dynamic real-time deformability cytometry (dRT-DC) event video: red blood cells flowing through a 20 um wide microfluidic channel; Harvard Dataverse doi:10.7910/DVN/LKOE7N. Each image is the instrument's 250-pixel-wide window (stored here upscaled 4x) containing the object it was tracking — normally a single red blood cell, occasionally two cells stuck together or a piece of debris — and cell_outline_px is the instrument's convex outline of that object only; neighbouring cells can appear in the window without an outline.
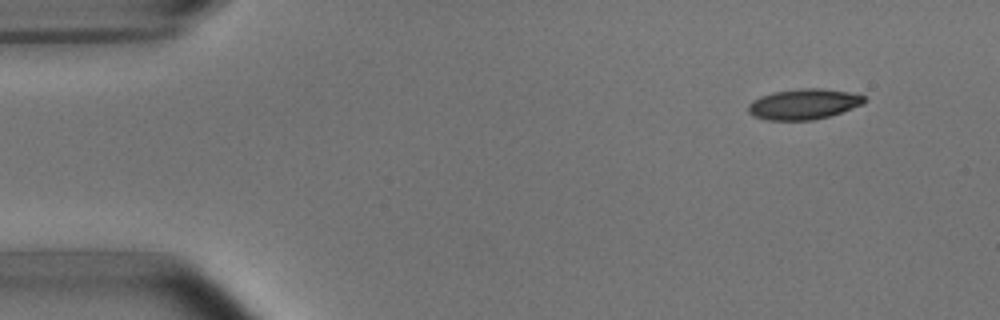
{"species": "common noctule bat (a hibernating species)", "species_latin": "Nyctalus noctula", "temperature_condition": "room temperature", "stored_images_in_passage": 5, "camera_frame_rate_fps": 3000, "um_per_image_px": 0.085, "animal": {"sex": "male", "body_mass_g": 15.6}, "frame": {"image": 1, "passage_image": 1, "time_ms": 0.0, "image_size_px": [1000, 320], "cell_outline_px": [[868, 100], [864, 104], [828, 116], [812, 120], [768, 120], [752, 116], [748, 112], [748, 104], [752, 100], [760, 96], [772, 92], [800, 88], [820, 88], [848, 92], [864, 96]], "centroid_in_image_um": [68.28, 8.84], "position_along_channel_um": 16.7, "area_um2": 20.69}}